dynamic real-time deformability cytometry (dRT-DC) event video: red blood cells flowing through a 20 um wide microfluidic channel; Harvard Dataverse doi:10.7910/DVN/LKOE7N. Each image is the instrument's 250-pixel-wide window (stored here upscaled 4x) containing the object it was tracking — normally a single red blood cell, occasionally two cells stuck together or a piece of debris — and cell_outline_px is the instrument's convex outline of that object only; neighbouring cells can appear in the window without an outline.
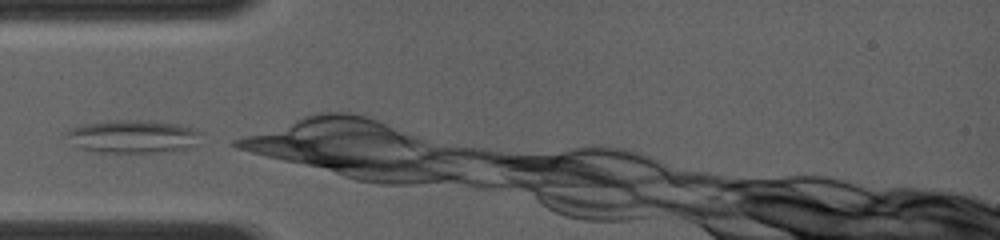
{"species": "common noctule bat (a hibernating species)", "species_latin": "Nyctalus noctula", "temperature_condition": "room temperature", "stored_images_in_passage": 5, "camera_frame_rate_fps": 4000, "um_per_image_px": 0.085, "animal": {"sex": "female", "body_mass_g": 19.0, "forearm_length_mm": 56.7}, "frame": {"image": 1, "passage_image": 1, "time_ms": 0.0, "image_size_px": [1000, 240], "cell_outline_px": [[204, 132], [196, 144], [192, 148], [160, 152], [92, 152], [80, 148], [72, 144], [60, 132], [80, 124], [112, 120], [148, 120], [180, 124], [196, 128]], "centroid_in_image_um": [11.27, 11.59], "position_along_channel_um": 73.7, "area_um2": 26.76}}